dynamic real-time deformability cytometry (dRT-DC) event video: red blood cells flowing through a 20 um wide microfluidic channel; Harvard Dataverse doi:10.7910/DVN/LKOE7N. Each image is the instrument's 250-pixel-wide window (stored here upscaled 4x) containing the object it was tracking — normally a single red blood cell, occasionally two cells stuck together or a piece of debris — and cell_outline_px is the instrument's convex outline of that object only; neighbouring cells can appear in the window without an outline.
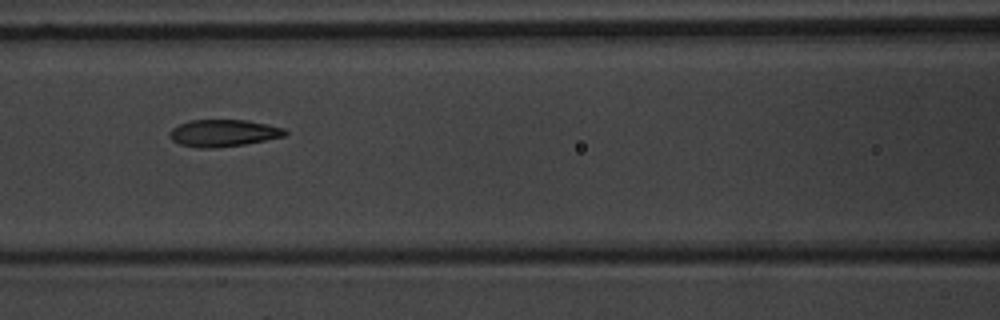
{"species": "common noctule bat (a hibernating species)", "species_latin": "Nyctalus noctula", "temperature_condition": "warm", "stored_images_in_passage": 11, "camera_frame_rate_fps": 3000, "um_per_image_px": 0.085, "animal": {"sex": "male", "body_mass_g": 20.1, "forearm_length_mm": 53.5}, "frame": {"image": 1, "passage_image": 7, "time_ms": 8.333, "image_size_px": [1000, 320], "cell_outline_px": [[288, 132], [284, 136], [244, 144], [208, 148], [200, 148], [180, 144], [172, 140], [168, 132], [172, 128], [188, 120], [248, 120], [284, 128]], "centroid_in_image_um": [18.96, 11.3], "position_along_channel_um": 147.6, "area_um2": 17.98}}
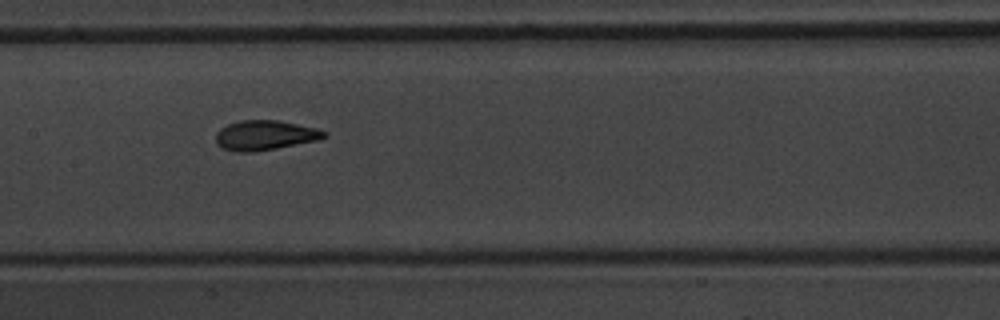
{"frame": {"image": 2, "passage_image": 8, "time_ms": 9.333, "image_size_px": [1000, 320], "cell_outline_px": [[328, 136], [320, 140], [276, 148], [248, 152], [236, 152], [220, 148], [216, 144], [216, 132], [220, 128], [228, 124], [240, 120], [280, 120], [316, 128], [328, 132]], "centroid_in_image_um": [22.53, 11.49], "position_along_channel_um": 184.9, "area_um2": 19.02}}
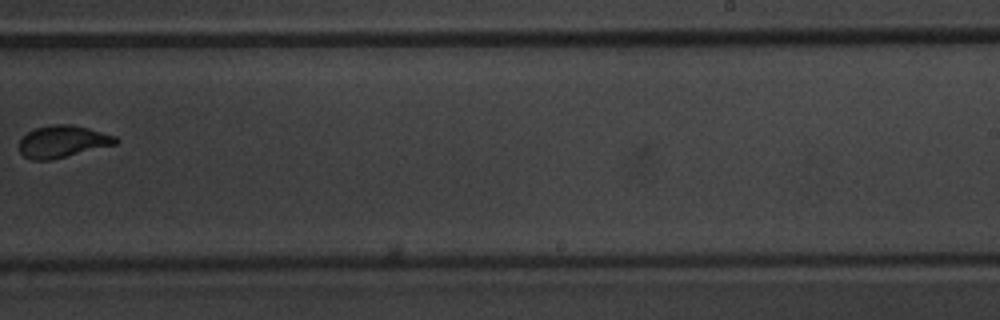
{"frame": {"image": 3, "passage_image": 10, "time_ms": 12.0, "image_size_px": [1000, 320], "cell_outline_px": [[120, 140], [116, 144], [48, 160], [32, 160], [24, 156], [20, 152], [20, 140], [28, 132], [36, 128], [52, 124], [72, 124], [88, 128], [116, 136]], "centroid_in_image_um": [5.33, 12.02], "position_along_channel_um": 283.7, "area_um2": 17.74}}